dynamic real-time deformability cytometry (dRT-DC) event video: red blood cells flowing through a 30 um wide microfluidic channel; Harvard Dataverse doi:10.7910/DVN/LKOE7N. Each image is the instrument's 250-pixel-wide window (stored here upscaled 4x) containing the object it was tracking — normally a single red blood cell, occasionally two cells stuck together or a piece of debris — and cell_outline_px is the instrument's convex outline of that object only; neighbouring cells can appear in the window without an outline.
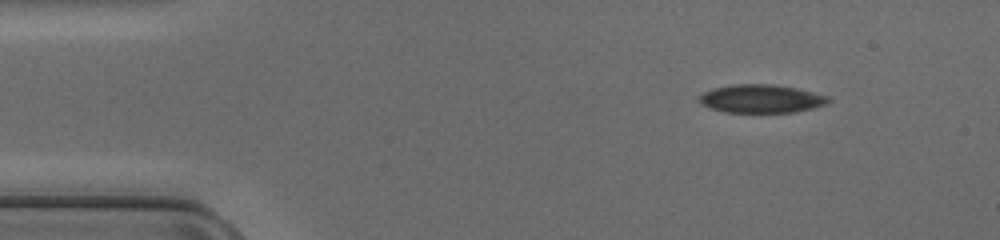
{"species": "common noctule bat (a hibernating species)", "species_latin": "Nyctalus noctula", "temperature_condition": "cold", "stored_images_in_passage": 9, "segment_of_instrument_passage": [1, 2], "camera_frame_rate_fps": 3000, "um_per_image_px": 0.085, "animal": {"sex": "female", "body_mass_g": 17.0, "forearm_length_mm": 48.0}, "frame": {"image": 1, "passage_image": 1, "time_ms": 0.0, "image_size_px": [1000, 240], "cell_outline_px": [[832, 100], [828, 104], [812, 108], [792, 112], [724, 112], [700, 104], [700, 96], [704, 92], [712, 88], [732, 84], [772, 84], [796, 88], [828, 96]], "centroid_in_image_um": [64.71, 8.38], "position_along_channel_um": 20.3, "area_um2": 21.21}}
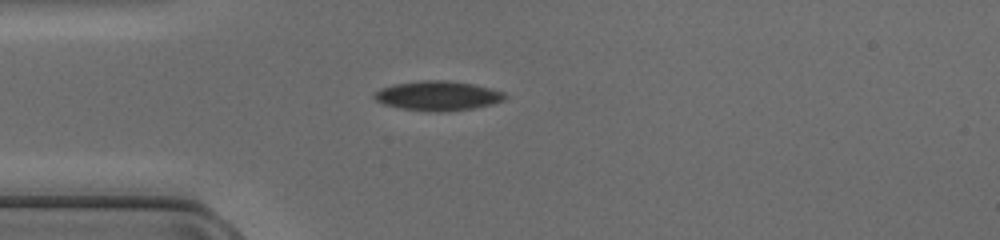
{"frame": {"image": 2, "passage_image": 8, "time_ms": 2.333, "image_size_px": [1000, 240], "cell_outline_px": [[204, 216], [44, 208], [44, 204], [56, 200], [188, 200], [200, 204]], "centroid_in_image_um": [11.19, 17.54], "position_along_channel_um": 73.8, "area_um2": 13.24}}